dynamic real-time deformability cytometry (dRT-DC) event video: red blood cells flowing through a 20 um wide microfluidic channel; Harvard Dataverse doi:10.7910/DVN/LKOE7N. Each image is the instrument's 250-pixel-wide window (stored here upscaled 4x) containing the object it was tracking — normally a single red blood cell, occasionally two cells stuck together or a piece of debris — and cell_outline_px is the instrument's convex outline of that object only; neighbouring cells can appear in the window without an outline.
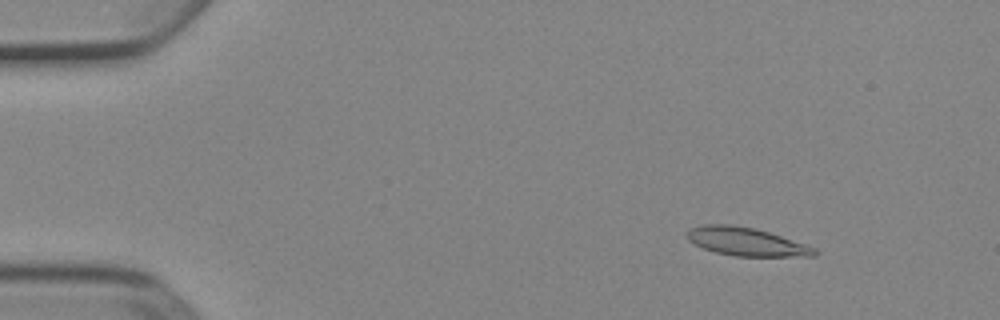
{"species": "Egyptian fruit bat (a non-hibernating species)", "species_latin": "Rousettus aegyptiacus", "temperature_condition": "cold", "stored_images_in_passage": 52, "camera_frame_rate_fps": 3000, "um_per_image_px": 0.085, "animal": {"sex": "female"}, "frame": {"image": 1, "passage_image": 7, "time_ms": 2.0, "image_size_px": [1000, 320], "cell_outline_px": [[820, 252], [816, 256], [732, 256], [716, 252], [704, 248], [688, 240], [688, 232], [692, 228], [704, 224], [732, 224], [756, 228], [816, 248]], "centroid_in_image_um": [63.46, 20.54], "position_along_channel_um": 21.5, "area_um2": 20.81}}
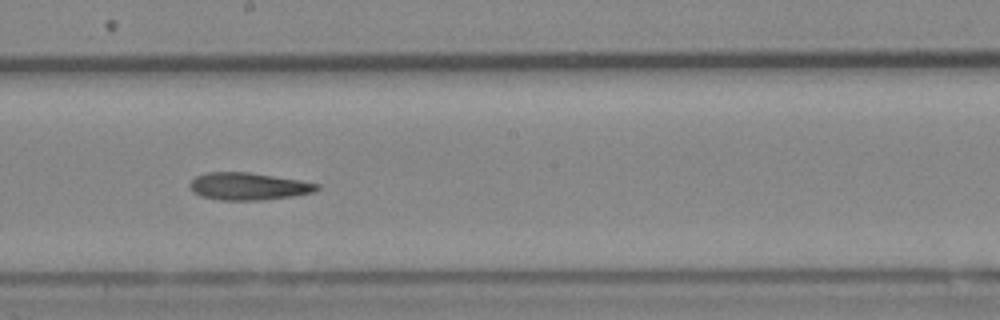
{"frame": {"image": 2, "passage_image": 30, "time_ms": 9.667, "image_size_px": [1000, 320], "cell_outline_px": [[320, 188], [316, 192], [292, 196], [264, 200], [220, 200], [200, 196], [192, 192], [188, 184], [196, 176], [208, 172], [248, 172], [300, 180], [320, 184]], "centroid_in_image_um": [21.12, 15.84], "position_along_channel_um": 227.1, "area_um2": 20.4}}
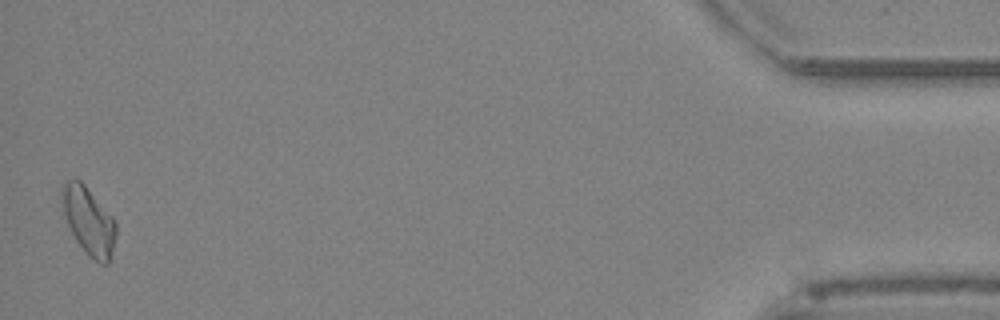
{"frame": {"image": 3, "passage_image": 52, "time_ms": 17.0, "image_size_px": [1000, 320], "cell_outline_px": [[116, 236], [108, 264], [100, 264], [88, 256], [76, 240], [68, 224], [64, 212], [60, 188], [60, 184], [68, 180], [80, 180], [84, 184], [116, 220]], "centroid_in_image_um": [7.54, 18.77], "position_along_channel_um": 427.7, "area_um2": 21.15}, "authors_computed_cell_mechanics": {"area_um2": 20.6924, "velocity_mm_per_s": 3.8921, "shape_relaxation_time_tau1_ms": null, "shape_relaxation_time_tau2_ms": 9.9331, "deformation_change_tau1": null, "deformation_change_tau2": 0.2266}}